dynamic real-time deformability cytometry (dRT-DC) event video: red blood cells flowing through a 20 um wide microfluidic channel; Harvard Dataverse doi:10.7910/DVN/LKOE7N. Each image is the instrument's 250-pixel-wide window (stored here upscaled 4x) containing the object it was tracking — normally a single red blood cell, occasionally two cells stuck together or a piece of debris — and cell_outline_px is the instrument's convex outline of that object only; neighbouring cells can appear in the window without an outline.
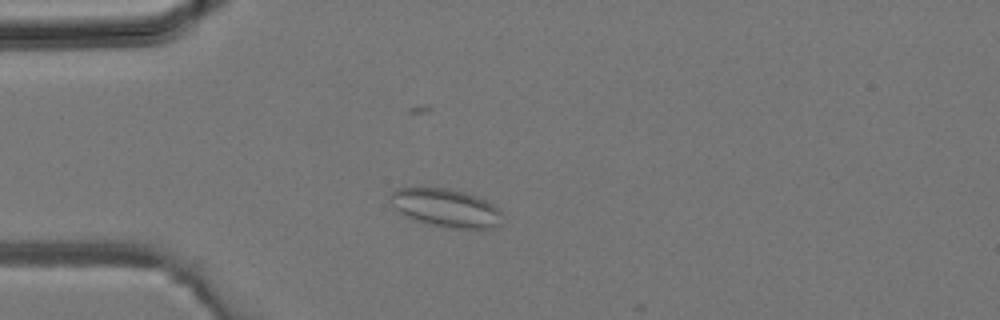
{"species": "common noctule bat (a hibernating species)", "species_latin": "Nyctalus noctula", "temperature_condition": "room temperature", "stored_images_in_passage": 13, "camera_frame_rate_fps": 3000, "um_per_image_px": 0.085, "animal": {"sex": "male", "body_mass_g": 19.2, "forearm_length_mm": 51.8}, "frame": {"image": 1, "passage_image": 9, "time_ms": 2.667, "image_size_px": [1000, 320], "cell_outline_px": [[500, 224], [496, 228], [444, 228], [412, 220], [404, 216], [392, 204], [388, 196], [396, 188], [448, 188], [464, 192], [476, 196], [492, 204], [500, 212]], "centroid_in_image_um": [37.85, 17.68], "position_along_channel_um": 47.2, "area_um2": 24.91}}